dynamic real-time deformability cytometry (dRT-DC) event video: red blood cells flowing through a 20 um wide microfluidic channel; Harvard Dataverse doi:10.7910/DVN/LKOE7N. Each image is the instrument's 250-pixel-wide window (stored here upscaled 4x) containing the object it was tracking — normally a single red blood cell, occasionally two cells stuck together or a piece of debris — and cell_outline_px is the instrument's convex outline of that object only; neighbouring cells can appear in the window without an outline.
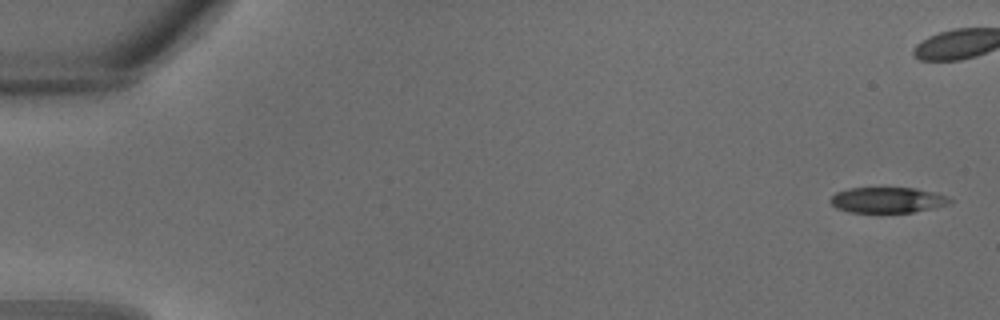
{"species": "common noctule bat (a hibernating species)", "species_latin": "Nyctalus noctula", "temperature_condition": "warm", "stored_images_in_passage": 27, "camera_frame_rate_fps": 3000, "um_per_image_px": 0.085, "animal": {"sex": "male", "body_mass_g": 18.8}, "frame": {"image": 1, "passage_image": 1, "time_ms": 0.0, "image_size_px": [1000, 320], "cell_outline_px": [[952, 204], [936, 208], [912, 212], [848, 212], [836, 208], [828, 200], [836, 192], [848, 188], [916, 188], [948, 196], [952, 200]], "centroid_in_image_um": [75.46, 17.0], "position_along_channel_um": 9.5, "area_um2": 17.98}}
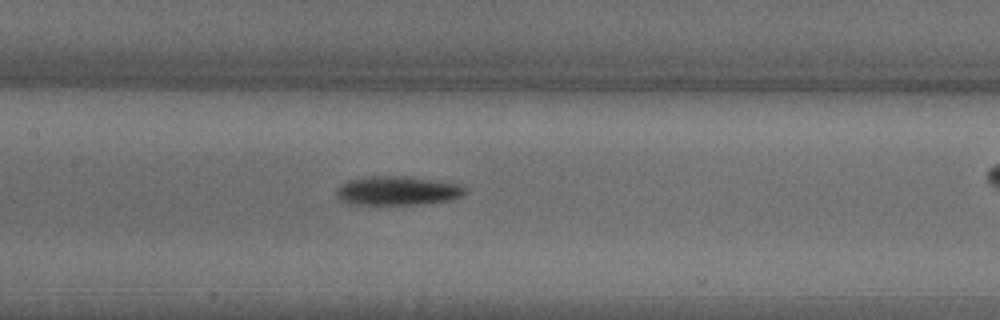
{"frame": {"image": 2, "passage_image": 16, "time_ms": 5.0, "image_size_px": [1000, 320], "cell_outline_px": [[464, 196], [452, 200], [428, 204], [348, 204], [340, 200], [336, 196], [336, 188], [340, 184], [348, 180], [372, 176], [412, 176], [460, 184], [464, 188]], "centroid_in_image_um": [33.79, 16.21], "position_along_channel_um": 173.6, "area_um2": 22.08}}
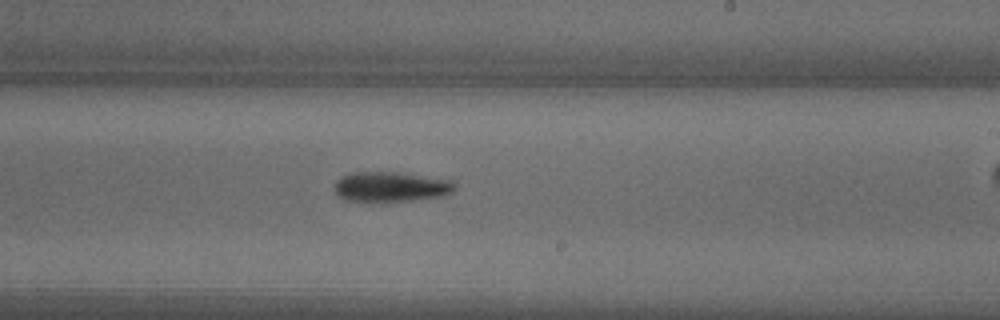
{"frame": {"image": 3, "passage_image": 20, "time_ms": 6.333, "image_size_px": [1000, 320], "cell_outline_px": [[456, 188], [452, 192], [444, 196], [416, 200], [344, 200], [336, 196], [332, 188], [336, 180], [340, 176], [348, 172], [400, 172], [448, 180], [456, 184]], "centroid_in_image_um": [33.16, 15.86], "position_along_channel_um": 255.8, "area_um2": 21.1}}